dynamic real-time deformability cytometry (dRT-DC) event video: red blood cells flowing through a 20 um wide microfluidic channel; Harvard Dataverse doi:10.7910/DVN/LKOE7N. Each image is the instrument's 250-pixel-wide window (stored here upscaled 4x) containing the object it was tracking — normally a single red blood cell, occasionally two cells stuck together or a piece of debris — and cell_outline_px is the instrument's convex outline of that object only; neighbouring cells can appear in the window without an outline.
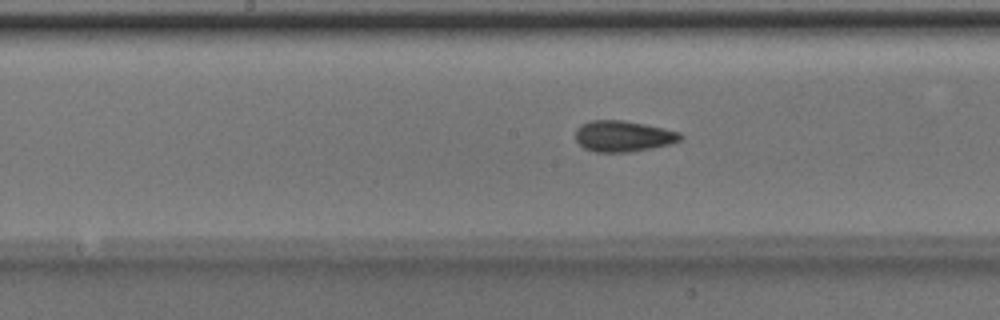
{"species": "Egyptian fruit bat (a non-hibernating species)", "species_latin": "Rousettus aegyptiacus", "temperature_condition": "room temperature", "stored_images_in_passage": 50, "camera_frame_rate_fps": 3000, "um_per_image_px": 0.085, "animal": {"sex": "male"}, "frame": {"image": 1, "passage_image": 25, "time_ms": 8.0, "image_size_px": [1000, 320], "cell_outline_px": [[684, 136], [680, 140], [668, 144], [652, 148], [628, 152], [596, 152], [584, 148], [576, 140], [576, 128], [580, 124], [592, 120], [624, 120], [664, 128], [680, 132]], "centroid_in_image_um": [52.96, 11.57], "position_along_channel_um": 195.2, "area_um2": 18.96}}
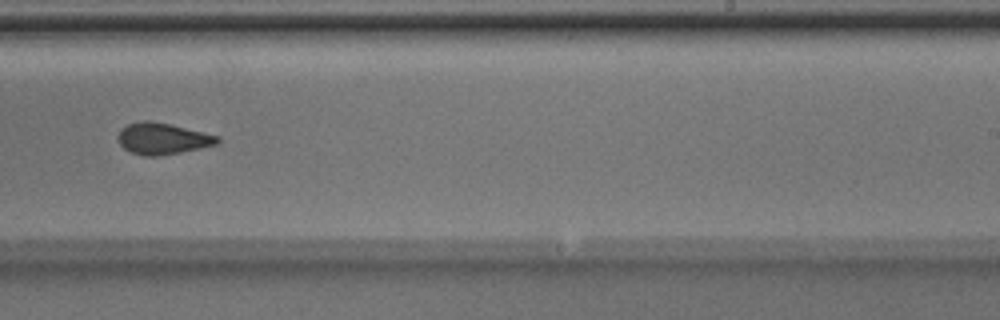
{"frame": {"image": 2, "passage_image": 31, "time_ms": 10.0, "image_size_px": [1000, 320], "cell_outline_px": [[220, 140], [216, 144], [200, 148], [160, 156], [144, 156], [132, 152], [124, 148], [120, 144], [116, 136], [120, 128], [128, 124], [144, 120], [148, 120], [168, 124], [204, 132], [220, 136]], "centroid_in_image_um": [13.79, 11.78], "position_along_channel_um": 275.2, "area_um2": 18.15}}
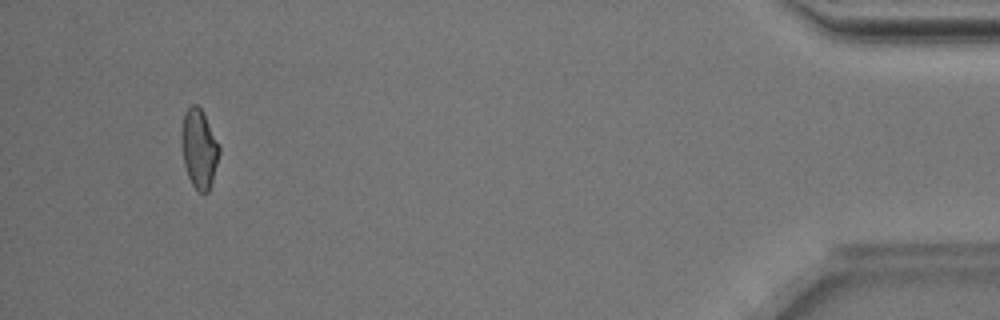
{"frame": {"image": 3, "passage_image": 47, "time_ms": 15.333, "image_size_px": [1000, 320], "cell_outline_px": [[220, 152], [212, 180], [208, 192], [200, 192], [192, 184], [188, 176], [184, 164], [180, 140], [180, 132], [184, 112], [192, 104], [196, 104], [200, 108], [220, 144]], "centroid_in_image_um": [16.9, 12.6], "position_along_channel_um": 418.3, "area_um2": 17.4}, "authors_computed_cell_mechanics": {"area_um2": 18.4093, "velocity_mm_per_s": 4.0278, "shape_relaxation_time_tau1_ms": 7.8115, "shape_relaxation_time_tau2_ms": 1.2538, "deformation_change_tau1": 0.1533, "deformation_change_tau2": 0.0781}}